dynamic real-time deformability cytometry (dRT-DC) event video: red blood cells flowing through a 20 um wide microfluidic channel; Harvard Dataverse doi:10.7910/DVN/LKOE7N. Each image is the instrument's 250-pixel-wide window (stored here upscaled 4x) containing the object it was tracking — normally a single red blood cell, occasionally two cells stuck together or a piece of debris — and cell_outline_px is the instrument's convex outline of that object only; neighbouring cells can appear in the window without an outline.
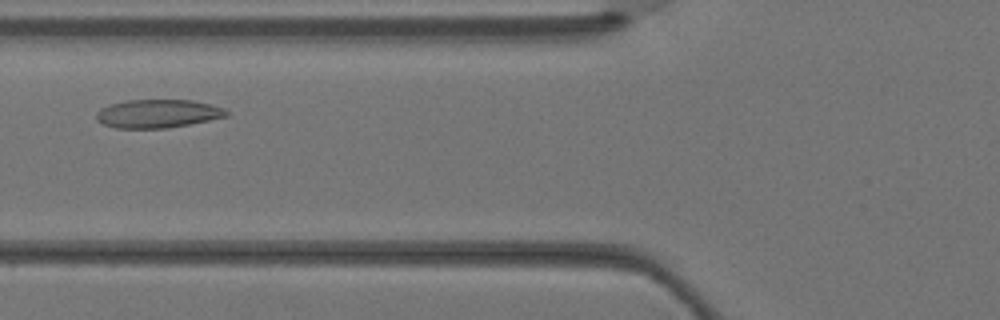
{"species": "Egyptian fruit bat (a non-hibernating species)", "species_latin": "Rousettus aegyptiacus", "temperature_condition": "warm", "stored_images_in_passage": 5, "camera_frame_rate_fps": 3000, "um_per_image_px": 0.085, "animal": {"sex": "female"}, "frame": {"image": 1, "passage_image": 5, "time_ms": 1.333, "image_size_px": [1000, 320], "cell_outline_px": [[228, 116], [188, 124], [164, 128], [116, 128], [104, 124], [96, 120], [96, 112], [100, 108], [112, 104], [128, 100], [192, 100], [224, 108], [228, 112]], "centroid_in_image_um": [13.38, 9.66], "position_along_channel_um": 112.4, "area_um2": 21.27}}